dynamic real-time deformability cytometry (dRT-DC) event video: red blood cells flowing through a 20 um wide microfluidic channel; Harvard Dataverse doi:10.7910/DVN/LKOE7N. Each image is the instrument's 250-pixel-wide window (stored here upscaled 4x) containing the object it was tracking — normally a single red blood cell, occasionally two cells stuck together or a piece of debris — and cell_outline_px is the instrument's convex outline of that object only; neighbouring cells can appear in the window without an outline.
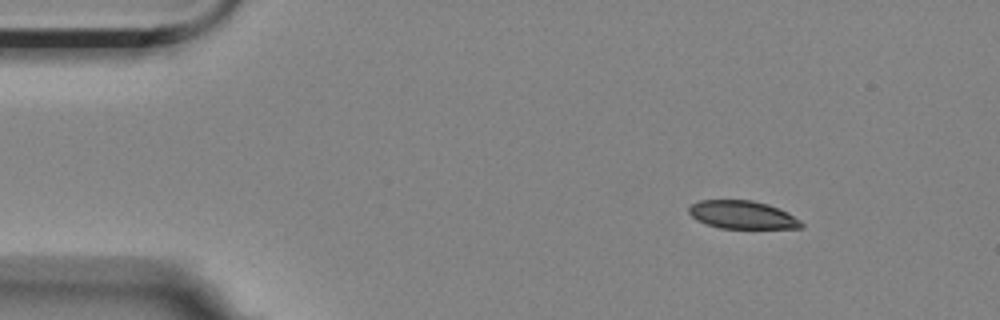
{"species": "Egyptian fruit bat (a non-hibernating species)", "species_latin": "Rousettus aegyptiacus", "temperature_condition": "room temperature", "stored_images_in_passage": 9, "camera_frame_rate_fps": 3000, "um_per_image_px": 0.085, "animal": {"sex": "female"}, "frame": {"image": 1, "passage_image": 1, "time_ms": 0.0, "image_size_px": [1000, 320], "cell_outline_px": [[804, 224], [800, 228], [720, 228], [696, 220], [688, 212], [688, 208], [692, 204], [700, 200], [752, 200], [768, 204], [788, 212], [800, 220]], "centroid_in_image_um": [63.1, 18.25], "position_along_channel_um": 21.9, "area_um2": 18.32}}
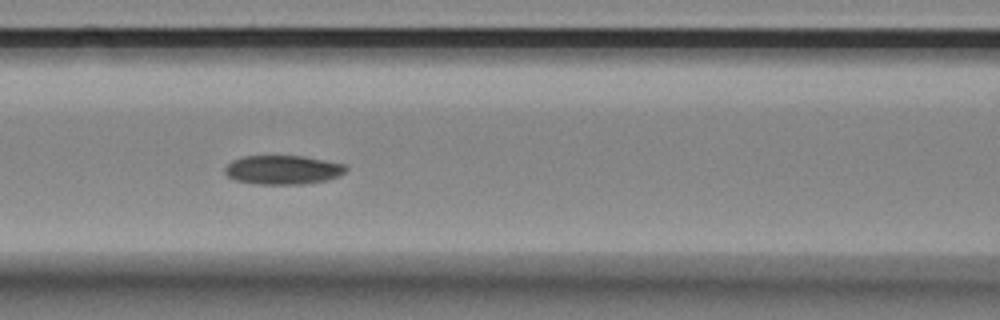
{"frame": {"image": 2, "passage_image": 6, "time_ms": 5.667, "image_size_px": [1000, 320], "cell_outline_px": [[348, 168], [340, 176], [328, 180], [300, 184], [256, 184], [236, 180], [228, 176], [224, 172], [224, 168], [232, 160], [244, 156], [304, 156], [348, 164]], "centroid_in_image_um": [24.08, 14.43], "position_along_channel_um": 142.5, "area_um2": 20.63}}
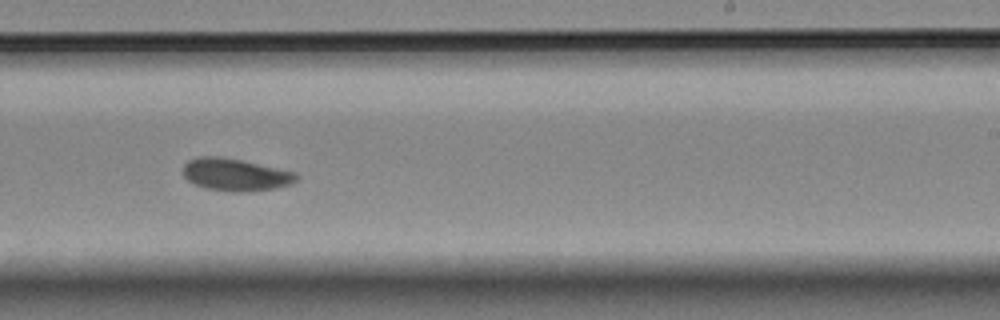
{"frame": {"image": 3, "passage_image": 9, "time_ms": 9.333, "image_size_px": [1000, 320], "cell_outline_px": [[300, 176], [292, 184], [276, 188], [236, 192], [208, 188], [196, 184], [188, 180], [184, 176], [184, 164], [188, 160], [200, 156], [220, 156], [240, 160], [296, 172]], "centroid_in_image_um": [20.04, 14.83], "position_along_channel_um": 269.0, "area_um2": 21.1}}